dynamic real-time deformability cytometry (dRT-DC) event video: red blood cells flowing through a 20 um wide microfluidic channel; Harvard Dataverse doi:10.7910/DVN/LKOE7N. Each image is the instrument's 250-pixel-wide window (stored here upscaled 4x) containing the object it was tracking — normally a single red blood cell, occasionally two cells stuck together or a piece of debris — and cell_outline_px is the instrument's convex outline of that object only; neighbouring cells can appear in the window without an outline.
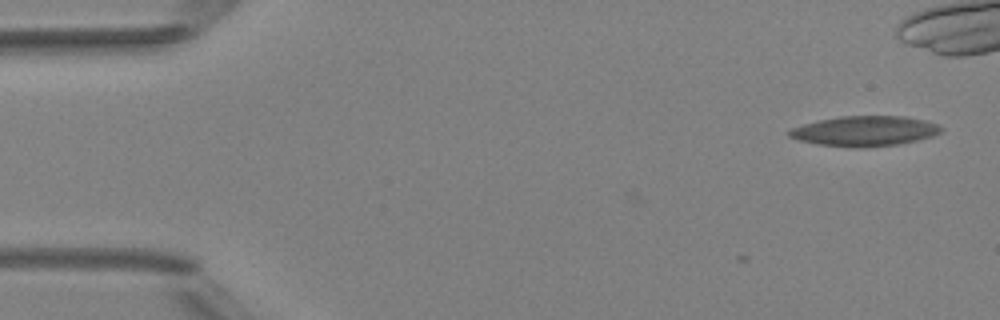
{"species": "Egyptian fruit bat (a non-hibernating species)", "species_latin": "Rousettus aegyptiacus", "temperature_condition": "room temperature", "stored_images_in_passage": 2, "camera_frame_rate_fps": 3000, "um_per_image_px": 0.085, "animal": {"sex": "female"}, "frame": {"image": 1, "passage_image": 2, "time_ms": 1.0, "image_size_px": [1000, 320], "cell_outline_px": [[944, 128], [940, 132], [932, 136], [916, 140], [896, 144], [864, 148], [856, 148], [816, 144], [800, 140], [788, 136], [784, 132], [792, 128], [804, 124], [820, 120], [840, 116], [904, 116], [924, 120], [940, 124]], "centroid_in_image_um": [73.49, 11.14], "position_along_channel_um": 11.5, "area_um2": 26.7}}